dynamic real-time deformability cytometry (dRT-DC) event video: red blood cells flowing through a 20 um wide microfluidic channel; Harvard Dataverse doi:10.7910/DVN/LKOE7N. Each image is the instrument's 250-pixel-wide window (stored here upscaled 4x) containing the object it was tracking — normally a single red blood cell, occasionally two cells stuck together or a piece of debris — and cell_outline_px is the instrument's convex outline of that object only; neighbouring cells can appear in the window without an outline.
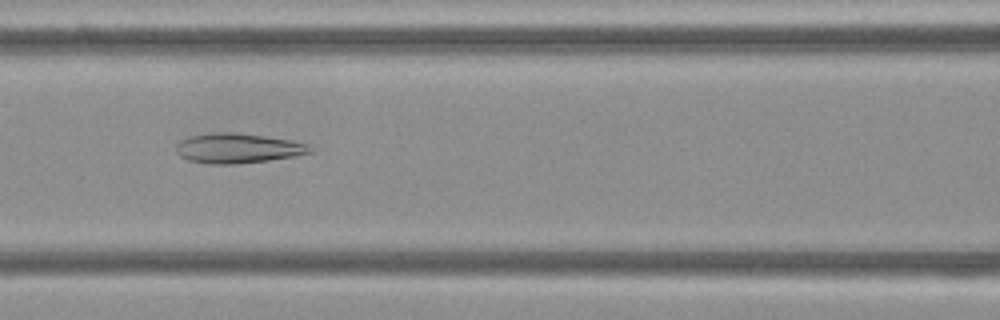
{"species": "Egyptian fruit bat (a non-hibernating species)", "species_latin": "Rousettus aegyptiacus", "temperature_condition": "cold", "stored_images_in_passage": 40, "camera_frame_rate_fps": 3000, "um_per_image_px": 0.085, "frame": {"image": 1, "passage_image": 10, "time_ms": 3.0, "image_size_px": [1000, 320], "cell_outline_px": [[312, 152], [296, 156], [268, 160], [236, 164], [208, 164], [188, 160], [180, 156], [176, 152], [176, 144], [180, 140], [192, 136], [212, 132], [232, 132], [264, 136], [292, 140], [308, 144], [312, 148]], "centroid_in_image_um": [20.21, 12.6], "position_along_channel_um": 146.4, "area_um2": 23.35}}
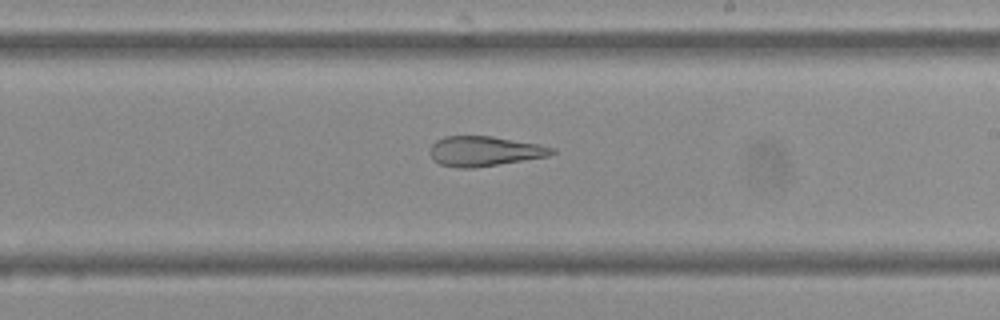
{"frame": {"image": 2, "passage_image": 18, "time_ms": 5.667, "image_size_px": [1000, 320], "cell_outline_px": [[556, 152], [548, 156], [472, 168], [456, 168], [440, 164], [432, 160], [428, 152], [432, 144], [436, 140], [444, 136], [492, 136], [540, 144], [556, 148]], "centroid_in_image_um": [41.15, 12.84], "position_along_channel_um": 247.9, "area_um2": 21.39}}
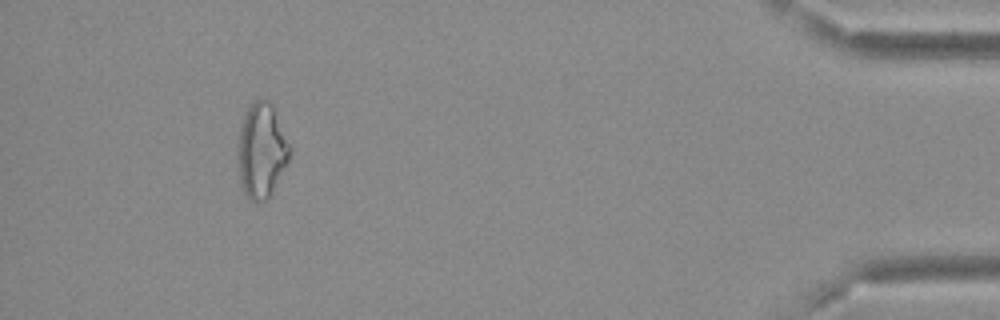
{"frame": {"image": 3, "passage_image": 36, "time_ms": 11.667, "image_size_px": [1000, 320], "cell_outline_px": [[292, 148], [288, 160], [268, 200], [248, 200], [240, 188], [236, 160], [240, 128], [244, 112], [256, 100], [268, 100], [272, 104]], "centroid_in_image_um": [22.2, 12.83], "position_along_channel_um": 413.0, "area_um2": 28.96}, "authors_computed_cell_mechanics": {"area_um2": 24.7384, "velocity_mm_per_s": 3.8091, "shape_relaxation_time_tau1_ms": null, "shape_relaxation_time_tau2_ms": 4.0597, "deformation_change_tau1": null, "deformation_change_tau2": 0.1392}}